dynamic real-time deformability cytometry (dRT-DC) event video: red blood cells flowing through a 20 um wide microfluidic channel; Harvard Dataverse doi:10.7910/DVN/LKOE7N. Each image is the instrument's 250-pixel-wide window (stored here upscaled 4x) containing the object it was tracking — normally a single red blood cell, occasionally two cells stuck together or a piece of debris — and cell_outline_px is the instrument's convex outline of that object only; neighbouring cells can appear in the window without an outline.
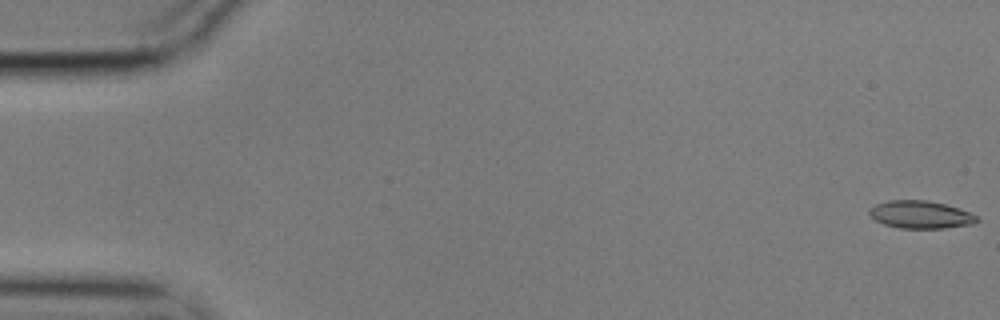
{"species": "common noctule bat (a hibernating species)", "species_latin": "Nyctalus noctula", "temperature_condition": "cold", "stored_images_in_passage": 57, "camera_frame_rate_fps": 3000, "um_per_image_px": 0.085, "animal": {"sex": "male", "body_mass_g": 17.9}, "frame": {"image": 1, "passage_image": 1, "time_ms": 0.0, "image_size_px": [1000, 320], "cell_outline_px": [[980, 220], [972, 224], [944, 228], [900, 228], [884, 224], [876, 220], [868, 212], [876, 204], [888, 200], [928, 200], [944, 204], [980, 216]], "centroid_in_image_um": [78.27, 18.24], "position_along_channel_um": 6.7, "area_um2": 17.17}}
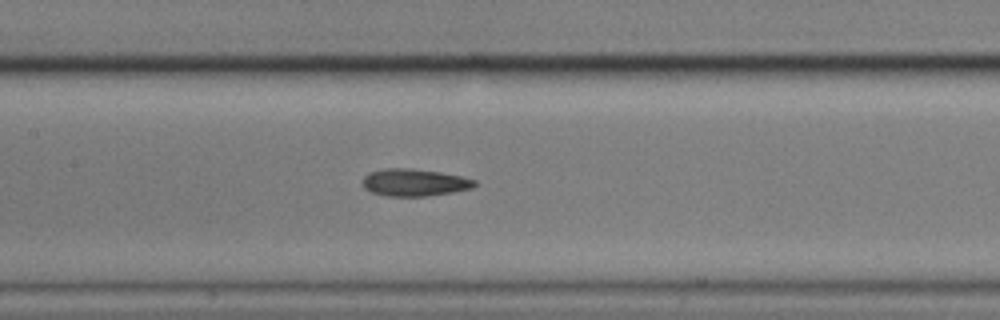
{"frame": {"image": 2, "passage_image": 27, "time_ms": 8.667, "image_size_px": [1000, 320], "cell_outline_px": [[476, 184], [472, 188], [452, 192], [424, 196], [388, 196], [372, 192], [364, 188], [360, 184], [360, 180], [368, 172], [384, 168], [408, 168], [440, 172], [460, 176], [476, 180]], "centroid_in_image_um": [35.15, 15.5], "position_along_channel_um": 172.2, "area_um2": 17.86}}
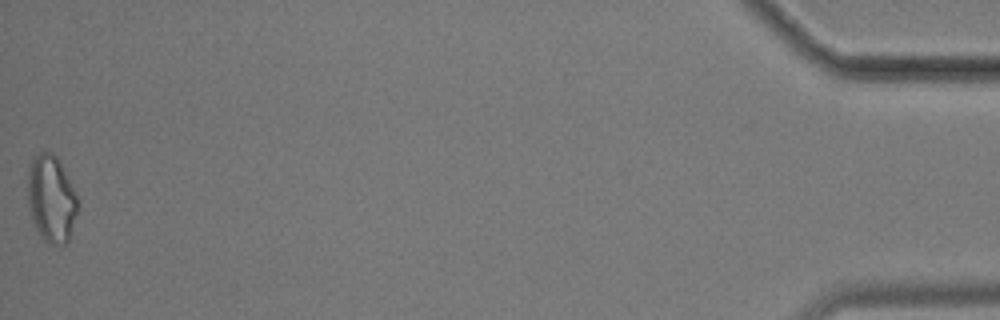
{"frame": {"image": 3, "passage_image": 57, "time_ms": 18.667, "image_size_px": [1000, 320], "cell_outline_px": [[80, 204], [68, 240], [64, 244], [48, 244], [40, 236], [32, 220], [28, 204], [28, 172], [32, 156], [40, 152], [52, 152], [56, 156], [76, 192]], "centroid_in_image_um": [4.36, 16.89], "position_along_channel_um": 430.8, "area_um2": 25.49}, "authors_computed_cell_mechanics": {"area_um2": 17.918, "velocity_mm_per_s": 3.5286, "shape_relaxation_time_tau1_ms": 6.2616, "shape_relaxation_time_tau2_ms": 5.5378, "deformation_change_tau1": 0.1551, "deformation_change_tau2": 0.1251}}